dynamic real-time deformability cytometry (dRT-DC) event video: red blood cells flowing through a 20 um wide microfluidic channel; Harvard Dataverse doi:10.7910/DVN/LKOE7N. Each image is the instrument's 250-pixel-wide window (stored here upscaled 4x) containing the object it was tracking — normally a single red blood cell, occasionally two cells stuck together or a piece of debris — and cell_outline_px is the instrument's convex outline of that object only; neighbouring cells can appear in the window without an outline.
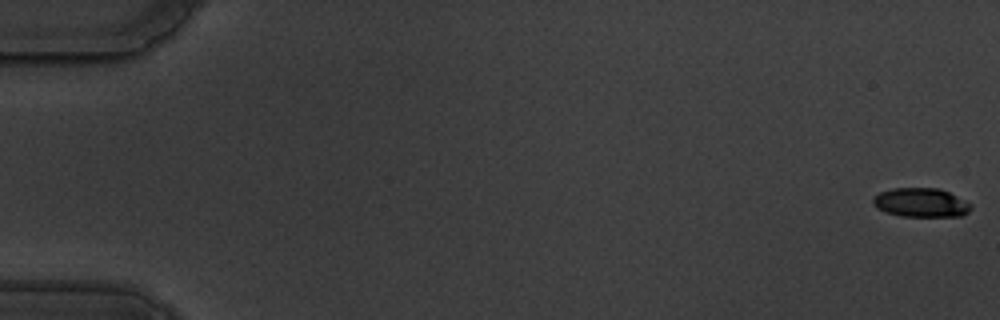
{"species": "common noctule bat (a hibernating species)", "species_latin": "Nyctalus noctula", "temperature_condition": "warm", "stored_images_in_passage": 57, "camera_frame_rate_fps": 3000, "um_per_image_px": 0.085, "animal": {"sex": "male", "body_mass_g": 19.5, "forearm_length_mm": 54.6}, "frame": {"image": 1, "passage_image": 1, "time_ms": 0.0, "image_size_px": [1000, 320], "cell_outline_px": [[972, 208], [968, 212], [960, 216], [900, 216], [884, 212], [876, 208], [872, 204], [872, 200], [880, 192], [892, 188], [940, 188], [972, 204]], "centroid_in_image_um": [78.26, 17.22], "position_along_channel_um": 6.7, "area_um2": 16.59}}
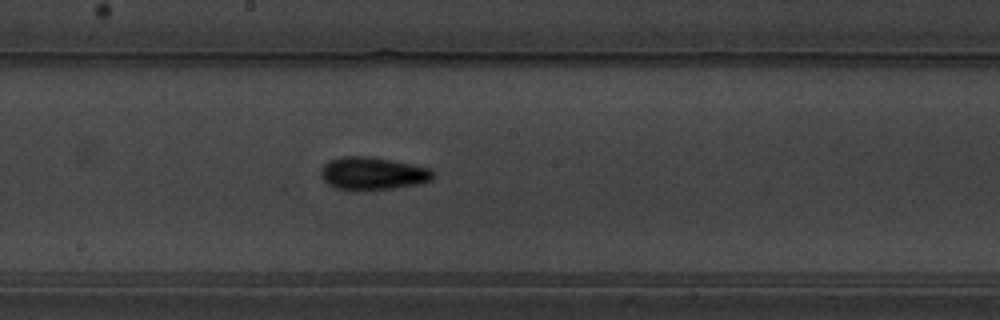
{"frame": {"image": 2, "passage_image": 33, "time_ms": 10.667, "image_size_px": [1000, 320], "cell_outline_px": [[436, 176], [432, 180], [420, 184], [392, 188], [336, 188], [328, 184], [320, 176], [320, 168], [328, 160], [340, 156], [368, 156], [392, 160], [432, 168], [436, 172]], "centroid_in_image_um": [31.72, 14.7], "position_along_channel_um": 216.5, "area_um2": 21.33}}
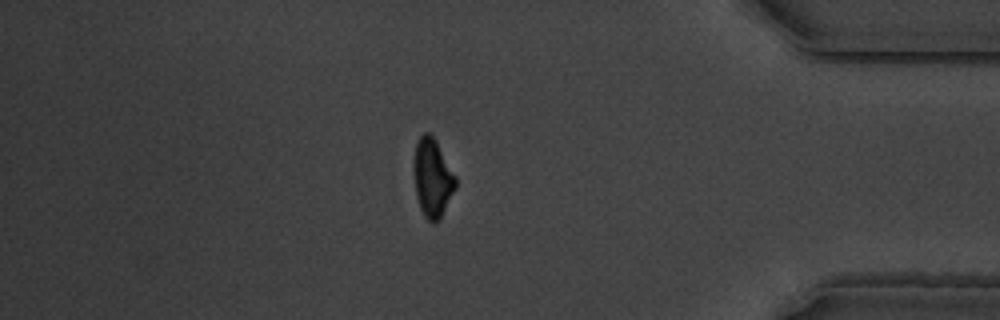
{"frame": {"image": 3, "passage_image": 51, "time_ms": 16.667, "image_size_px": [1000, 320], "cell_outline_px": [[456, 188], [440, 220], [432, 224], [424, 216], [420, 208], [416, 196], [412, 168], [412, 164], [416, 144], [420, 136], [424, 132], [428, 132], [436, 140], [456, 176]], "centroid_in_image_um": [36.75, 15.14], "position_along_channel_um": 398.5, "area_um2": 19.48}}